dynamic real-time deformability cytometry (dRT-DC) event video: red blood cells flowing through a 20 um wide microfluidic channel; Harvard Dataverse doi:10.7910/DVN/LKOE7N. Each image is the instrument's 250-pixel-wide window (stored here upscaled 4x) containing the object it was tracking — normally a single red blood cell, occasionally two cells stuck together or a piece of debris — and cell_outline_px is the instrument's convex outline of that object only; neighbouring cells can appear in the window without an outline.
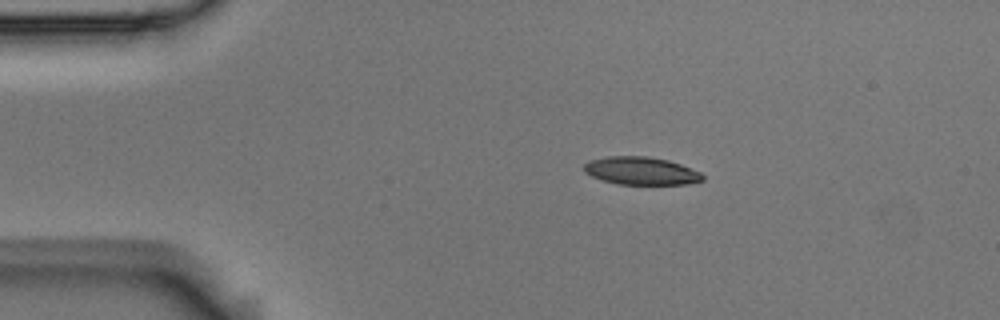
{"species": "Egyptian fruit bat (a non-hibernating species)", "species_latin": "Rousettus aegyptiacus", "temperature_condition": "room temperature", "stored_images_in_passage": 7, "camera_frame_rate_fps": 3000, "um_per_image_px": 0.085, "animal": {"sex": "male"}, "frame": {"image": 1, "passage_image": 2, "time_ms": 0.333, "image_size_px": [1000, 320], "cell_outline_px": [[704, 180], [688, 184], [616, 184], [592, 176], [584, 172], [584, 164], [588, 160], [608, 156], [648, 156], [668, 160], [680, 164], [700, 172], [704, 176]], "centroid_in_image_um": [54.48, 14.52], "position_along_channel_um": 30.5, "area_um2": 19.25}}
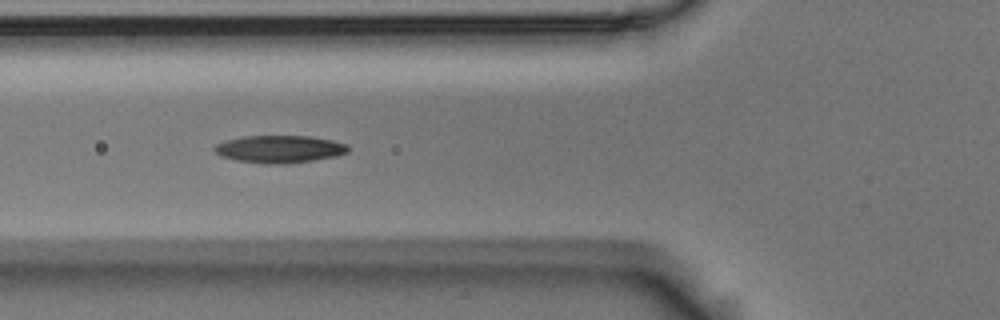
{"frame": {"image": 2, "passage_image": 5, "time_ms": 1.333, "image_size_px": [1000, 320], "cell_outline_px": [[348, 152], [336, 156], [288, 164], [264, 164], [236, 160], [220, 156], [212, 148], [216, 144], [240, 136], [312, 136], [332, 140], [348, 144]], "centroid_in_image_um": [23.75, 12.67], "position_along_channel_um": 102.0, "area_um2": 21.5}}
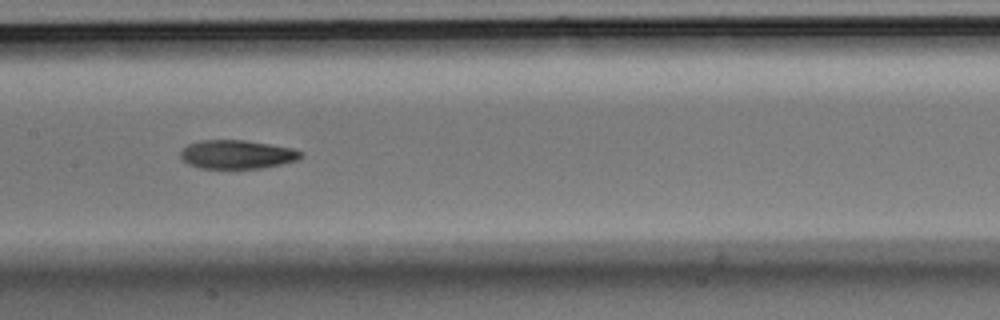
{"frame": {"image": 3, "passage_image": 7, "time_ms": 2.0, "image_size_px": [1000, 320], "cell_outline_px": [[304, 156], [296, 160], [280, 164], [260, 168], [200, 168], [188, 164], [180, 156], [180, 152], [188, 144], [200, 140], [244, 140], [292, 148], [304, 152]], "centroid_in_image_um": [20.15, 13.12], "position_along_channel_um": 187.3, "area_um2": 20.0}}